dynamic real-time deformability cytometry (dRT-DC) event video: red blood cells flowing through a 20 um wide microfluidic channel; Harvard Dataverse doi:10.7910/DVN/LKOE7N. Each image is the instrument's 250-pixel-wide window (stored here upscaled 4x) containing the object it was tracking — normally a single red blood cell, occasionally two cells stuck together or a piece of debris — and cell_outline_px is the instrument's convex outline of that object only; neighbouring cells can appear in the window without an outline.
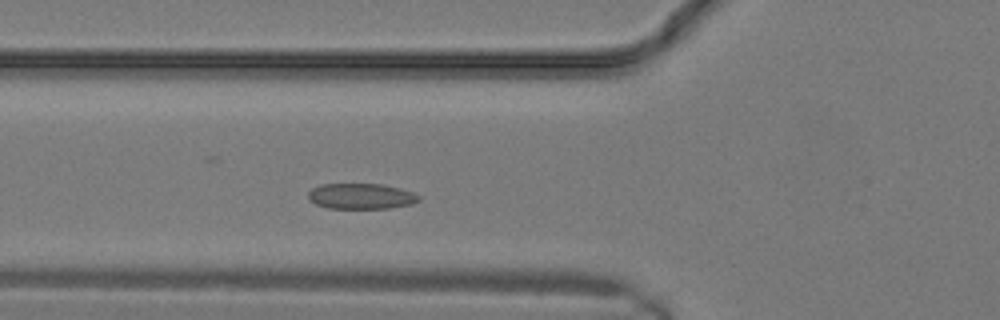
{"species": "common noctule bat (a hibernating species)", "species_latin": "Nyctalus noctula", "temperature_condition": "warm", "stored_images_in_passage": 4, "camera_frame_rate_fps": 3000, "um_per_image_px": 0.085, "animal": {"sex": "male", "body_mass_g": 19.2, "forearm_length_mm": 51.8}, "frame": {"image": 1, "passage_image": 4, "time_ms": 1.0, "image_size_px": [1000, 320], "cell_outline_px": [[420, 200], [412, 204], [388, 208], [328, 208], [316, 204], [308, 200], [308, 192], [312, 188], [320, 184], [384, 184], [400, 188], [412, 192], [420, 196]], "centroid_in_image_um": [30.68, 16.67], "position_along_channel_um": 95.1, "area_um2": 16.59}}